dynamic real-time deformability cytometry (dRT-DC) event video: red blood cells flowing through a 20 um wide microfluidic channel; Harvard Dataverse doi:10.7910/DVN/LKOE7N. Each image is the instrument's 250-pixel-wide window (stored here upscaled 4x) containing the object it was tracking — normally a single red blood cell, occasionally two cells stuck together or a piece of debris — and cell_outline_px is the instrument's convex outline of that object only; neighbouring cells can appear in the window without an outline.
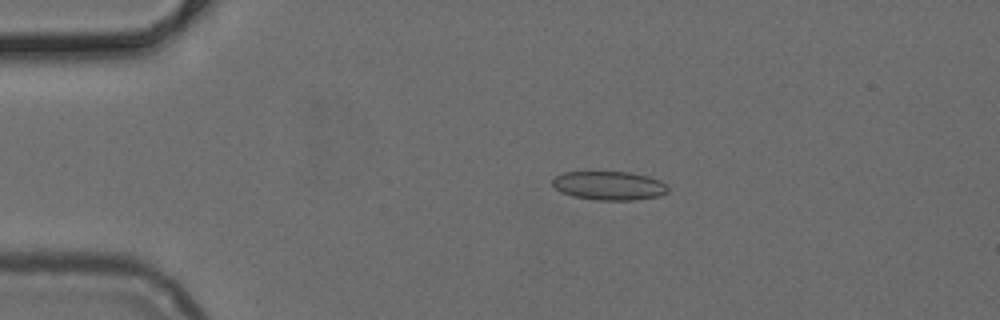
{"species": "common noctule bat (a hibernating species)", "species_latin": "Nyctalus noctula", "temperature_condition": "cold", "stored_images_in_passage": 50, "camera_frame_rate_fps": 3000, "um_per_image_px": 0.085, "animal": {"sex": "female", "body_mass_g": 24.6, "forearm_length_mm": 56.2}, "frame": {"image": 1, "passage_image": 10, "time_ms": 3.0, "image_size_px": [1000, 320], "cell_outline_px": [[668, 192], [660, 196], [636, 200], [596, 200], [572, 196], [560, 192], [552, 184], [552, 180], [556, 176], [564, 172], [632, 172], [648, 176], [660, 180], [668, 184]], "centroid_in_image_um": [51.81, 15.78], "position_along_channel_um": 33.2, "area_um2": 19.59}}
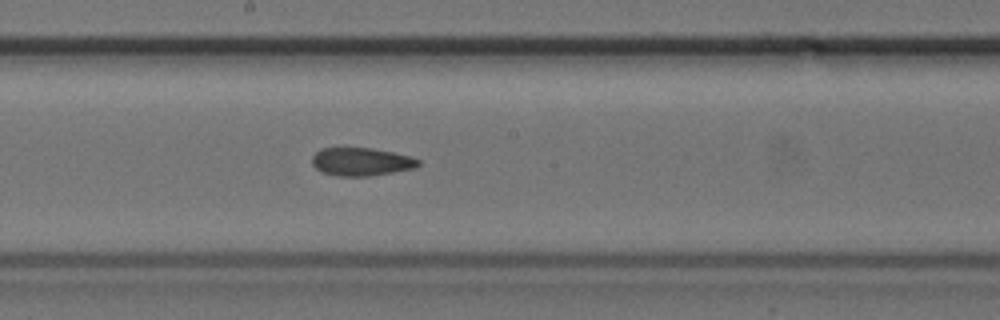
{"frame": {"image": 2, "passage_image": 27, "time_ms": 8.667, "image_size_px": [1000, 320], "cell_outline_px": [[420, 164], [416, 168], [372, 176], [336, 176], [320, 172], [312, 164], [312, 156], [320, 148], [372, 148], [412, 156], [420, 160]], "centroid_in_image_um": [30.71, 13.75], "position_along_channel_um": 217.5, "area_um2": 17.63}}
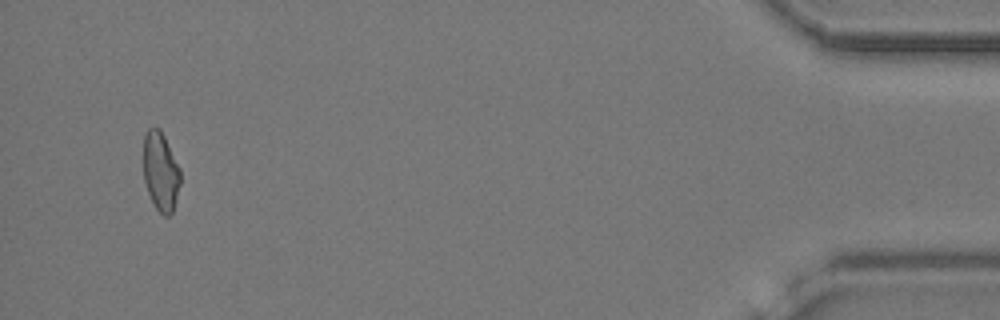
{"frame": {"image": 3, "passage_image": 48, "time_ms": 15.667, "image_size_px": [1000, 320], "cell_outline_px": [[180, 184], [172, 212], [168, 216], [164, 216], [156, 208], [148, 192], [144, 180], [144, 136], [148, 128], [160, 128], [180, 168]], "centroid_in_image_um": [13.66, 14.57], "position_along_channel_um": 421.5, "area_um2": 16.76}}